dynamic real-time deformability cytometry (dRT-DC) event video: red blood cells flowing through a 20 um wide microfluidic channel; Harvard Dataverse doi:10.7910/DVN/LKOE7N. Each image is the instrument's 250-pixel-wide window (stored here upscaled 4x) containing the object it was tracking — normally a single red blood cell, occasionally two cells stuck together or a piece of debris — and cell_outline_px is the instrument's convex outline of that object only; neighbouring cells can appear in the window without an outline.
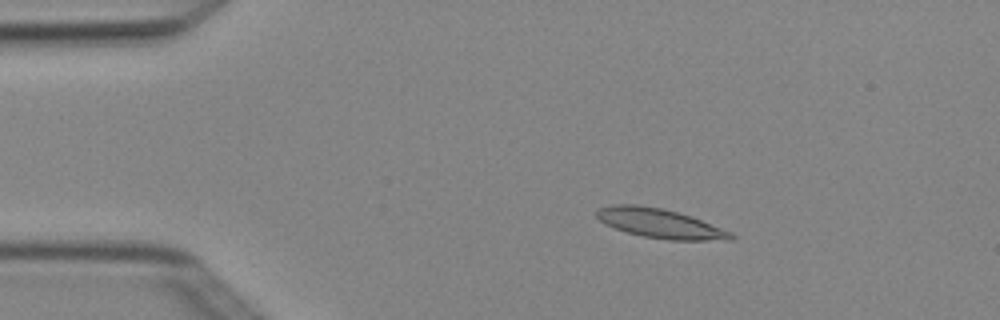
{"species": "Egyptian fruit bat (a non-hibernating species)", "species_latin": "Rousettus aegyptiacus", "temperature_condition": "cold", "stored_images_in_passage": 3, "camera_frame_rate_fps": 3000, "um_per_image_px": 0.085, "animal": {"sex": "female"}, "frame": {"image": 1, "passage_image": 2, "time_ms": 0.333, "image_size_px": [1000, 320], "cell_outline_px": [[736, 240], [668, 240], [644, 236], [628, 232], [604, 224], [596, 216], [596, 212], [600, 208], [612, 204], [636, 204], [664, 208], [692, 216], [732, 232], [736, 236]], "centroid_in_image_um": [56.14, 18.98], "position_along_channel_um": 28.9, "area_um2": 23.12}}